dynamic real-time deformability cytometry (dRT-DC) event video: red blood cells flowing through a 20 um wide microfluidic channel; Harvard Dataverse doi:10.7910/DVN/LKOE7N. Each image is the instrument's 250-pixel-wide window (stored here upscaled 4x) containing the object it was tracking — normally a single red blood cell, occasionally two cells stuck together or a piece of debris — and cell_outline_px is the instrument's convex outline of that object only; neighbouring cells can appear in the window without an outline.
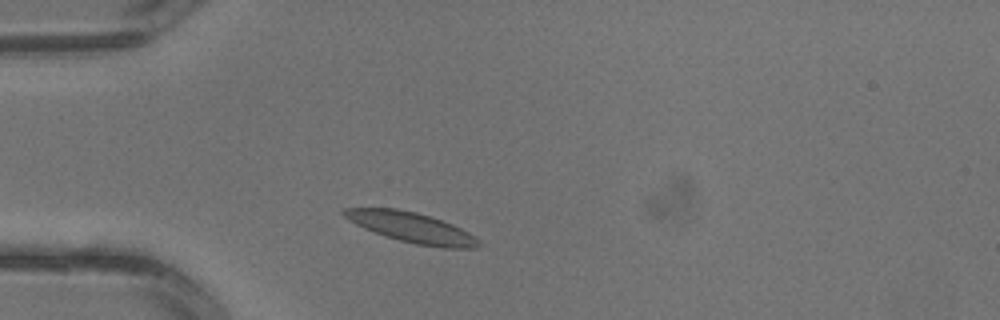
{"species": "common noctule bat (a hibernating species)", "species_latin": "Nyctalus noctula", "temperature_condition": "warm", "stored_images_in_passage": 2, "camera_frame_rate_fps": 3000, "um_per_image_px": 0.085, "animal": {"sex": "male", "body_mass_g": 13.3}, "frame": {"image": 1, "passage_image": 2, "time_ms": 0.333, "image_size_px": [1000, 320], "cell_outline_px": [[484, 244], [476, 248], [440, 248], [416, 244], [400, 240], [364, 228], [348, 220], [340, 212], [344, 208], [396, 208], [416, 212], [452, 224], [476, 236]], "centroid_in_image_um": [35.03, 19.34], "position_along_channel_um": 50.0, "area_um2": 23.58}}